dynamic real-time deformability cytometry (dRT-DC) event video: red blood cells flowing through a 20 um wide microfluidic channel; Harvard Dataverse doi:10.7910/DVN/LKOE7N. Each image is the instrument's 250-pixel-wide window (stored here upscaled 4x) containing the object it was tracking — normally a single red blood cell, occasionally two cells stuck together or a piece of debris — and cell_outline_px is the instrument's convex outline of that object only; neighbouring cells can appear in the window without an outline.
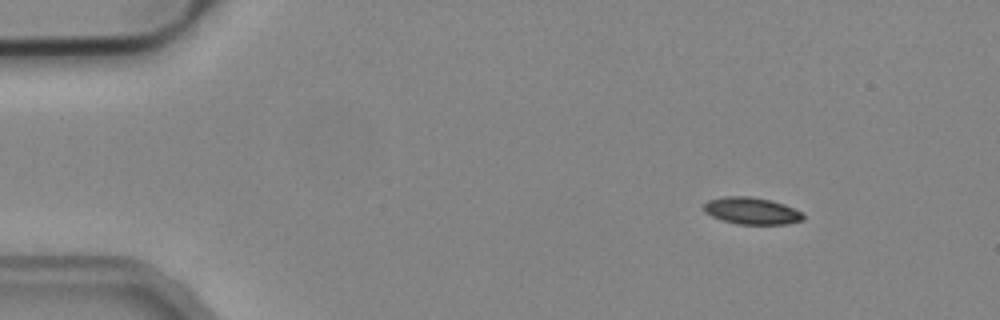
{"species": "common noctule bat (a hibernating species)", "species_latin": "Nyctalus noctula", "temperature_condition": "cold", "stored_images_in_passage": 4, "camera_frame_rate_fps": 3000, "um_per_image_px": 0.085, "animal": {"sex": "male", "body_mass_g": 19.2, "forearm_length_mm": 51.8}, "frame": {"image": 1, "passage_image": 1, "time_ms": 0.0, "image_size_px": [1000, 320], "cell_outline_px": [[804, 220], [788, 224], [736, 224], [712, 216], [704, 212], [704, 204], [708, 200], [724, 196], [748, 196], [772, 200], [784, 204], [804, 212]], "centroid_in_image_um": [63.93, 17.92], "position_along_channel_um": 21.1, "area_um2": 15.72}}